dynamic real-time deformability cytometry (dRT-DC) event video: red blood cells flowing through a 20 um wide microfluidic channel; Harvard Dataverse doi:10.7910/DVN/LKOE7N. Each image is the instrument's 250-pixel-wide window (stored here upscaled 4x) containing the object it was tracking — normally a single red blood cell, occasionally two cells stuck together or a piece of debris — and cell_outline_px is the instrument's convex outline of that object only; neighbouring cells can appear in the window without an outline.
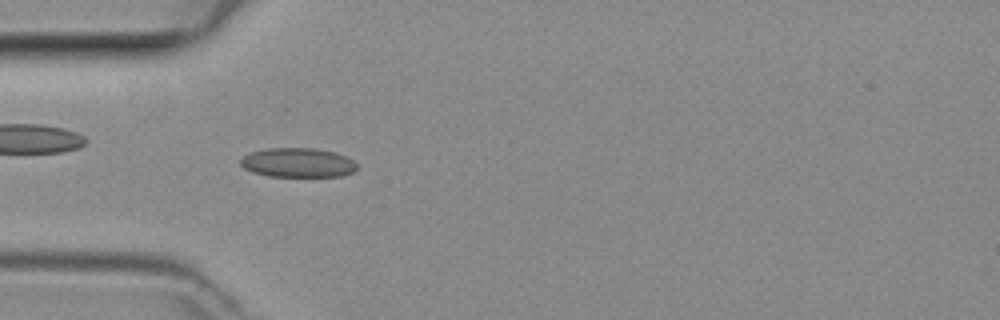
{"species": "common noctule bat (a hibernating species)", "species_latin": "Nyctalus noctula", "temperature_condition": "room temperature", "stored_images_in_passage": 45, "camera_frame_rate_fps": 3000, "um_per_image_px": 0.085, "animal": {"sex": "female", "body_mass_g": 29.2, "forearm_length_mm": 56.3}, "frame": {"image": 1, "passage_image": 12, "time_ms": 3.667, "image_size_px": [1000, 320], "cell_outline_px": [[356, 168], [352, 172], [340, 176], [268, 176], [252, 172], [244, 168], [240, 164], [240, 160], [244, 156], [252, 152], [264, 148], [312, 148], [336, 152], [348, 156], [356, 164]], "centroid_in_image_um": [25.31, 13.82], "position_along_channel_um": 59.7, "area_um2": 19.88}}
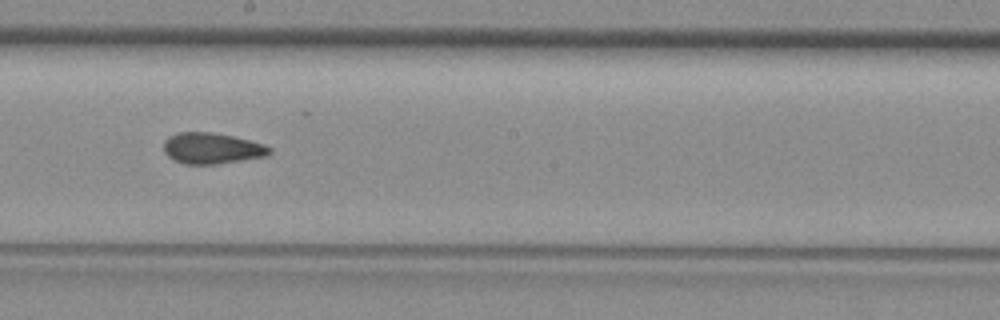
{"frame": {"image": 2, "passage_image": 24, "time_ms": 7.667, "image_size_px": [1000, 320], "cell_outline_px": [[272, 152], [264, 156], [216, 164], [184, 164], [172, 160], [164, 152], [164, 140], [168, 136], [180, 132], [212, 132], [232, 136], [264, 144], [272, 148]], "centroid_in_image_um": [17.97, 12.6], "position_along_channel_um": 230.2, "area_um2": 19.07}}
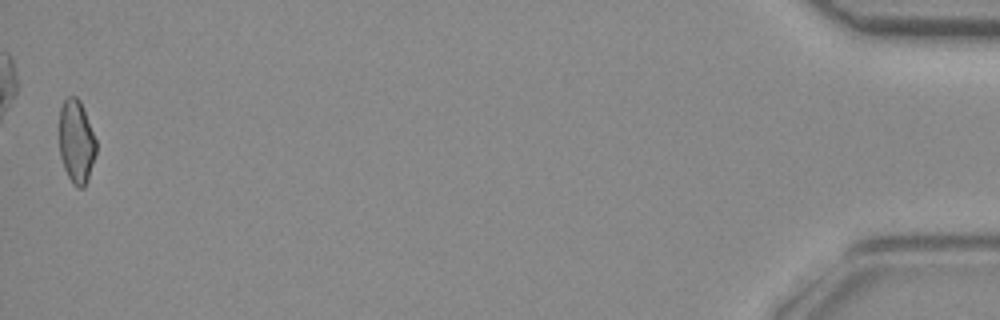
{"frame": {"image": 3, "passage_image": 45, "time_ms": 14.667, "image_size_px": [1000, 320], "cell_outline_px": [[96, 152], [84, 188], [76, 188], [72, 184], [64, 168], [60, 156], [60, 108], [64, 100], [68, 96], [76, 96], [80, 100], [96, 140]], "centroid_in_image_um": [6.48, 12.04], "position_along_channel_um": 428.7, "area_um2": 17.74}}